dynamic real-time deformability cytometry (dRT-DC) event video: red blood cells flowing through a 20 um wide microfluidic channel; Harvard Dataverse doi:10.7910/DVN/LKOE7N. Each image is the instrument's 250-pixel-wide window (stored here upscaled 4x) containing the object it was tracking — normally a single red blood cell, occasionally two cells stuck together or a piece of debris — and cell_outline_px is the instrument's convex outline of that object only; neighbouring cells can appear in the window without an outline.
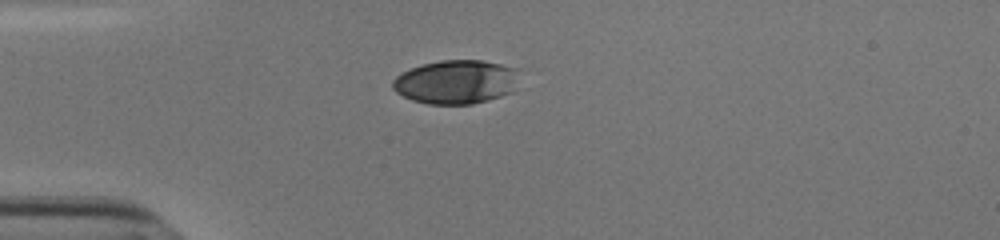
{"species": "human", "species_latin": "Homo sapiens", "temperature_condition": "cold", "stored_images_in_passage": 32, "camera_frame_rate_fps": 3000, "um_per_image_px": 0.085, "donor": {"sex": "male"}, "frame": {"image": 1, "passage_image": 1, "time_ms": 0.0, "image_size_px": [1000, 240], "cell_outline_px": [[520, 68], [512, 92], [488, 100], [472, 104], [428, 104], [412, 100], [396, 92], [392, 88], [392, 80], [396, 76], [412, 68], [424, 64], [440, 60], [484, 60]], "centroid_in_image_um": [38.78, 6.96], "position_along_channel_um": 46.2, "area_um2": 32.43}}
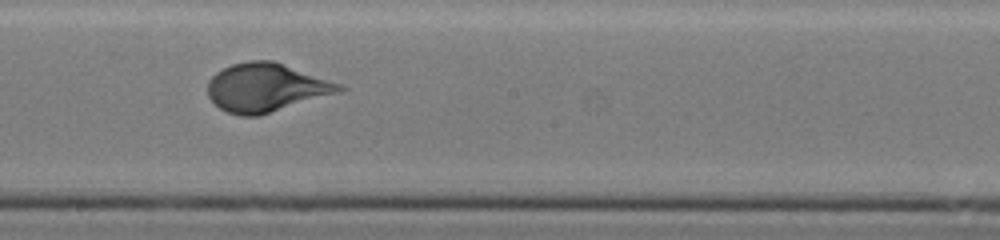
{"frame": {"image": 2, "passage_image": 17, "time_ms": 5.333, "image_size_px": [1000, 240], "cell_outline_px": [[348, 88], [340, 92], [260, 116], [240, 116], [228, 112], [220, 108], [208, 96], [208, 80], [216, 72], [232, 64], [248, 60], [272, 60], [344, 84]], "centroid_in_image_um": [22.65, 7.44], "position_along_channel_um": 225.5, "area_um2": 37.4}}
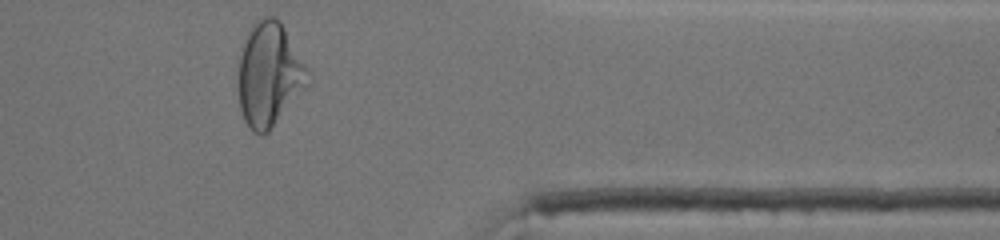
{"frame": {"image": 3, "passage_image": 31, "time_ms": 10.0, "image_size_px": [1000, 240], "cell_outline_px": [[312, 80], [268, 132], [264, 136], [260, 136], [252, 132], [244, 120], [240, 108], [236, 72], [240, 56], [248, 28], [260, 16], [276, 16], [280, 20], [312, 72]], "centroid_in_image_um": [22.89, 6.31], "position_along_channel_um": 388.5, "area_um2": 43.23}, "authors_computed_cell_mechanics": {"area_um2": 36.1828, "velocity_mm_per_s": 3.8014, "shape_relaxation_time_tau1_ms": 4.8072, "shape_relaxation_time_tau2_ms": null, "deformation_change_tau1": 0.21, "deformation_change_tau2": null}}